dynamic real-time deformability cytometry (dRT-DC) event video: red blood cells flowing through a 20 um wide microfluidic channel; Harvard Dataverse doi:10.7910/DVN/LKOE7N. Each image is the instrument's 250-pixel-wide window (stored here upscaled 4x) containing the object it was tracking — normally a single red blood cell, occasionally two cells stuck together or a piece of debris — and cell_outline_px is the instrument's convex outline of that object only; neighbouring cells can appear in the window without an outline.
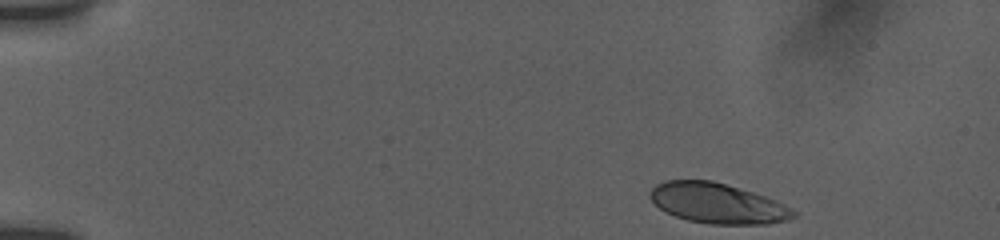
{"species": "human", "species_latin": "Homo sapiens", "temperature_condition": "room temperature", "stored_images_in_passage": 58, "camera_frame_rate_fps": 3000, "um_per_image_px": 0.085, "donor": {"sex": "female"}, "frame": {"image": 1, "passage_image": 1, "time_ms": 0.0, "image_size_px": [1000, 240], "cell_outline_px": [[800, 212], [796, 216], [788, 220], [768, 224], [708, 224], [688, 220], [676, 216], [660, 208], [648, 196], [648, 192], [656, 184], [664, 180], [712, 180], [752, 192], [776, 200]], "centroid_in_image_um": [61.01, 17.28], "position_along_channel_um": 24.0, "area_um2": 33.7}}
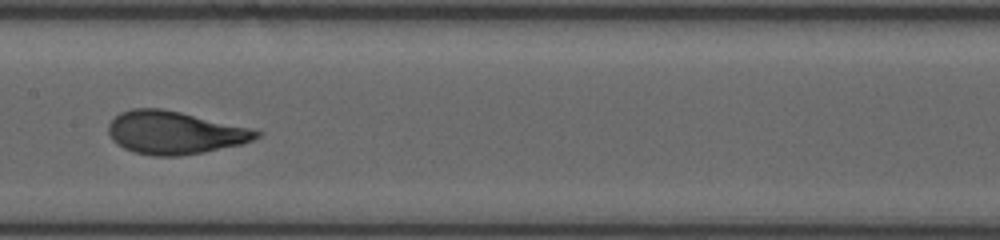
{"frame": {"image": 2, "passage_image": 28, "time_ms": 7.333, "image_size_px": [1000, 240], "cell_outline_px": [[264, 132], [260, 136], [252, 140], [240, 144], [204, 152], [180, 156], [156, 156], [132, 152], [116, 144], [112, 140], [108, 132], [108, 124], [120, 112], [132, 108], [160, 108], [180, 112], [248, 128]], "centroid_in_image_um": [14.79, 11.28], "position_along_channel_um": 192.6, "area_um2": 36.76}}
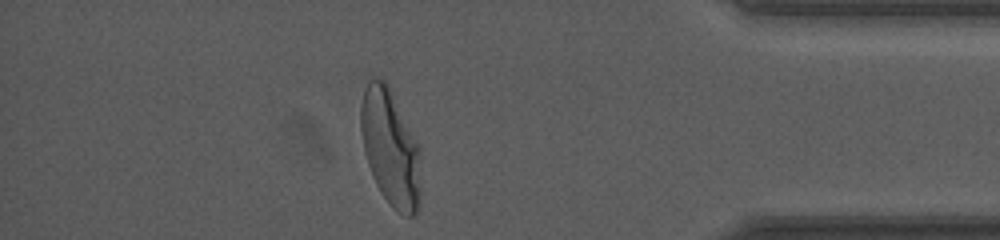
{"frame": {"image": 3, "passage_image": 51, "time_ms": 13.667, "image_size_px": [1000, 240], "cell_outline_px": [[420, 200], [416, 212], [412, 216], [404, 216], [396, 212], [392, 208], [380, 192], [372, 176], [364, 152], [360, 128], [360, 108], [364, 88], [368, 80], [372, 76], [376, 76], [384, 80], [388, 84], [420, 148]], "centroid_in_image_um": [33.17, 12.56], "position_along_channel_um": 402.0, "area_um2": 41.15}, "authors_computed_cell_mechanics": {"area_um2": 36.3273, "velocity_mm_per_s": 3.7685, "shape_relaxation_time_tau1_ms": 3.7523, "shape_relaxation_time_tau2_ms": null, "deformation_change_tau1": 0.2036, "deformation_change_tau2": null}}